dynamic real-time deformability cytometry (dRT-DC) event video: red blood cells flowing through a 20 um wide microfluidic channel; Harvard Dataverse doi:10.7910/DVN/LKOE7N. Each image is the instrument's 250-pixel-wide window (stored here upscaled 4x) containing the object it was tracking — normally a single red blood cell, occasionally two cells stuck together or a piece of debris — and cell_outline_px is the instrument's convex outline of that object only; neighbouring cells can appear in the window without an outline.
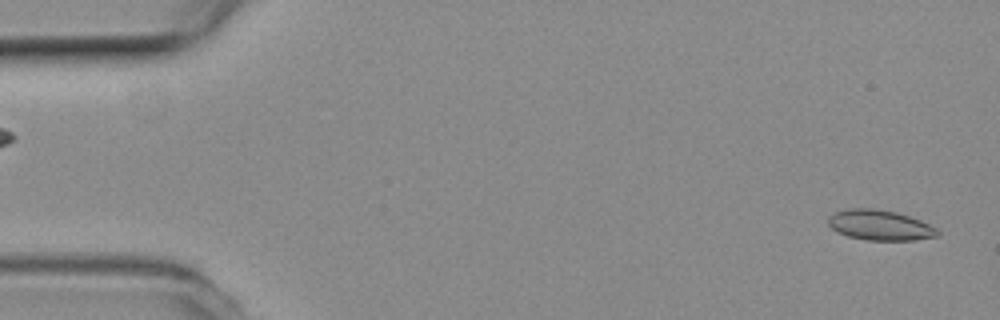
{"species": "common noctule bat (a hibernating species)", "species_latin": "Nyctalus noctula", "temperature_condition": "room temperature", "stored_images_in_passage": 5, "segment_of_instrument_passage": [2, 2], "camera_frame_rate_fps": 3000, "um_per_image_px": 0.085, "animal": {"sex": "female", "body_mass_g": 19.3, "forearm_length_mm": 54.1}, "frame": {"image": 1, "passage_image": 5, "time_ms": 1.333, "image_size_px": [1000, 320], "cell_outline_px": [[940, 236], [912, 240], [868, 240], [848, 236], [832, 228], [828, 224], [828, 216], [836, 212], [848, 208], [872, 208], [896, 212], [920, 220], [940, 228]], "centroid_in_image_um": [74.85, 19.14], "position_along_channel_um": 10.2, "area_um2": 19.31}}